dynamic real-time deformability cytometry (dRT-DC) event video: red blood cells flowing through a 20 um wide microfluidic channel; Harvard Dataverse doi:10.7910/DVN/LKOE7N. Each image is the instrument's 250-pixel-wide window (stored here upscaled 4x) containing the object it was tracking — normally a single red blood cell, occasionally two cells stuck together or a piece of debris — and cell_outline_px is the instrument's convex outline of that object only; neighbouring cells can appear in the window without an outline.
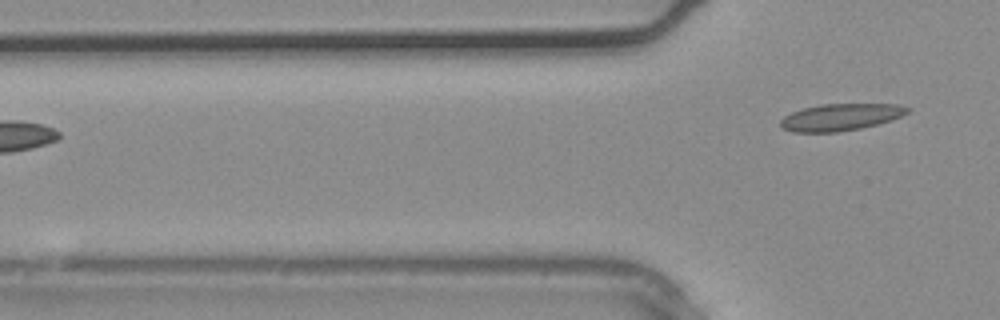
{"species": "common noctule bat (a hibernating species)", "species_latin": "Nyctalus noctula", "temperature_condition": "warm", "stored_images_in_passage": 2, "camera_frame_rate_fps": 3000, "um_per_image_px": 0.085, "animal": {"sex": "male", "body_mass_g": 20.4}, "frame": {"image": 1, "passage_image": 2, "time_ms": 0.333, "image_size_px": [1000, 320], "cell_outline_px": [[912, 108], [908, 112], [892, 120], [860, 128], [836, 132], [792, 132], [780, 128], [780, 120], [784, 116], [792, 112], [804, 108], [820, 104], [900, 104]], "centroid_in_image_um": [71.44, 9.95], "position_along_channel_um": 54.4, "area_um2": 19.94}}